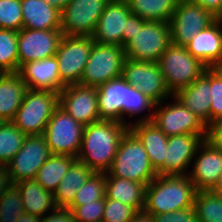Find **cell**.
<instances>
[{
    "label": "cell",
    "instance_id": "41",
    "mask_svg": "<svg viewBox=\"0 0 222 222\" xmlns=\"http://www.w3.org/2000/svg\"><path fill=\"white\" fill-rule=\"evenodd\" d=\"M153 222H198L194 206L152 216Z\"/></svg>",
    "mask_w": 222,
    "mask_h": 222
},
{
    "label": "cell",
    "instance_id": "14",
    "mask_svg": "<svg viewBox=\"0 0 222 222\" xmlns=\"http://www.w3.org/2000/svg\"><path fill=\"white\" fill-rule=\"evenodd\" d=\"M51 155L43 134L27 135L18 153L6 165L13 184L35 179L40 167Z\"/></svg>",
    "mask_w": 222,
    "mask_h": 222
},
{
    "label": "cell",
    "instance_id": "12",
    "mask_svg": "<svg viewBox=\"0 0 222 222\" xmlns=\"http://www.w3.org/2000/svg\"><path fill=\"white\" fill-rule=\"evenodd\" d=\"M111 0H71L61 11L60 30L67 36H92Z\"/></svg>",
    "mask_w": 222,
    "mask_h": 222
},
{
    "label": "cell",
    "instance_id": "13",
    "mask_svg": "<svg viewBox=\"0 0 222 222\" xmlns=\"http://www.w3.org/2000/svg\"><path fill=\"white\" fill-rule=\"evenodd\" d=\"M121 77L131 86L141 90L155 104L162 103L169 95L158 63L125 59Z\"/></svg>",
    "mask_w": 222,
    "mask_h": 222
},
{
    "label": "cell",
    "instance_id": "34",
    "mask_svg": "<svg viewBox=\"0 0 222 222\" xmlns=\"http://www.w3.org/2000/svg\"><path fill=\"white\" fill-rule=\"evenodd\" d=\"M18 70V31L0 29V72L14 73Z\"/></svg>",
    "mask_w": 222,
    "mask_h": 222
},
{
    "label": "cell",
    "instance_id": "43",
    "mask_svg": "<svg viewBox=\"0 0 222 222\" xmlns=\"http://www.w3.org/2000/svg\"><path fill=\"white\" fill-rule=\"evenodd\" d=\"M53 214L43 216L42 222H75L72 211L67 207H55Z\"/></svg>",
    "mask_w": 222,
    "mask_h": 222
},
{
    "label": "cell",
    "instance_id": "10",
    "mask_svg": "<svg viewBox=\"0 0 222 222\" xmlns=\"http://www.w3.org/2000/svg\"><path fill=\"white\" fill-rule=\"evenodd\" d=\"M94 42L92 36H62L55 57L65 86L80 84Z\"/></svg>",
    "mask_w": 222,
    "mask_h": 222
},
{
    "label": "cell",
    "instance_id": "19",
    "mask_svg": "<svg viewBox=\"0 0 222 222\" xmlns=\"http://www.w3.org/2000/svg\"><path fill=\"white\" fill-rule=\"evenodd\" d=\"M131 14L125 0H111L98 19L93 40L101 44L122 46V34Z\"/></svg>",
    "mask_w": 222,
    "mask_h": 222
},
{
    "label": "cell",
    "instance_id": "20",
    "mask_svg": "<svg viewBox=\"0 0 222 222\" xmlns=\"http://www.w3.org/2000/svg\"><path fill=\"white\" fill-rule=\"evenodd\" d=\"M196 153L200 155L196 157L192 167L193 171H190L188 177L197 191L212 190L222 172V149L213 147L204 140Z\"/></svg>",
    "mask_w": 222,
    "mask_h": 222
},
{
    "label": "cell",
    "instance_id": "50",
    "mask_svg": "<svg viewBox=\"0 0 222 222\" xmlns=\"http://www.w3.org/2000/svg\"><path fill=\"white\" fill-rule=\"evenodd\" d=\"M213 193L222 196V172L219 176V179L213 189L211 190Z\"/></svg>",
    "mask_w": 222,
    "mask_h": 222
},
{
    "label": "cell",
    "instance_id": "23",
    "mask_svg": "<svg viewBox=\"0 0 222 222\" xmlns=\"http://www.w3.org/2000/svg\"><path fill=\"white\" fill-rule=\"evenodd\" d=\"M210 68L192 82L179 90L174 96L194 113L206 126L210 123Z\"/></svg>",
    "mask_w": 222,
    "mask_h": 222
},
{
    "label": "cell",
    "instance_id": "16",
    "mask_svg": "<svg viewBox=\"0 0 222 222\" xmlns=\"http://www.w3.org/2000/svg\"><path fill=\"white\" fill-rule=\"evenodd\" d=\"M59 106L83 126L101 120L97 87L67 85L59 92Z\"/></svg>",
    "mask_w": 222,
    "mask_h": 222
},
{
    "label": "cell",
    "instance_id": "17",
    "mask_svg": "<svg viewBox=\"0 0 222 222\" xmlns=\"http://www.w3.org/2000/svg\"><path fill=\"white\" fill-rule=\"evenodd\" d=\"M63 34L60 29L18 31L19 68L28 62L55 56Z\"/></svg>",
    "mask_w": 222,
    "mask_h": 222
},
{
    "label": "cell",
    "instance_id": "29",
    "mask_svg": "<svg viewBox=\"0 0 222 222\" xmlns=\"http://www.w3.org/2000/svg\"><path fill=\"white\" fill-rule=\"evenodd\" d=\"M16 185L20 189L22 203L25 213L43 217L56 207L54 195L45 190L35 179L23 180Z\"/></svg>",
    "mask_w": 222,
    "mask_h": 222
},
{
    "label": "cell",
    "instance_id": "35",
    "mask_svg": "<svg viewBox=\"0 0 222 222\" xmlns=\"http://www.w3.org/2000/svg\"><path fill=\"white\" fill-rule=\"evenodd\" d=\"M106 173L94 172L82 185L69 207H77L82 203H90L105 197Z\"/></svg>",
    "mask_w": 222,
    "mask_h": 222
},
{
    "label": "cell",
    "instance_id": "39",
    "mask_svg": "<svg viewBox=\"0 0 222 222\" xmlns=\"http://www.w3.org/2000/svg\"><path fill=\"white\" fill-rule=\"evenodd\" d=\"M137 211L120 201L105 199L102 222H129Z\"/></svg>",
    "mask_w": 222,
    "mask_h": 222
},
{
    "label": "cell",
    "instance_id": "32",
    "mask_svg": "<svg viewBox=\"0 0 222 222\" xmlns=\"http://www.w3.org/2000/svg\"><path fill=\"white\" fill-rule=\"evenodd\" d=\"M12 121H5L0 127V164L7 165L18 153L26 138Z\"/></svg>",
    "mask_w": 222,
    "mask_h": 222
},
{
    "label": "cell",
    "instance_id": "47",
    "mask_svg": "<svg viewBox=\"0 0 222 222\" xmlns=\"http://www.w3.org/2000/svg\"><path fill=\"white\" fill-rule=\"evenodd\" d=\"M129 222H153L152 215L145 210L137 211Z\"/></svg>",
    "mask_w": 222,
    "mask_h": 222
},
{
    "label": "cell",
    "instance_id": "22",
    "mask_svg": "<svg viewBox=\"0 0 222 222\" xmlns=\"http://www.w3.org/2000/svg\"><path fill=\"white\" fill-rule=\"evenodd\" d=\"M18 73L28 88L60 92L65 85L61 82L58 61L55 56L23 64Z\"/></svg>",
    "mask_w": 222,
    "mask_h": 222
},
{
    "label": "cell",
    "instance_id": "45",
    "mask_svg": "<svg viewBox=\"0 0 222 222\" xmlns=\"http://www.w3.org/2000/svg\"><path fill=\"white\" fill-rule=\"evenodd\" d=\"M209 10L217 19L222 20V0H190Z\"/></svg>",
    "mask_w": 222,
    "mask_h": 222
},
{
    "label": "cell",
    "instance_id": "18",
    "mask_svg": "<svg viewBox=\"0 0 222 222\" xmlns=\"http://www.w3.org/2000/svg\"><path fill=\"white\" fill-rule=\"evenodd\" d=\"M205 137L206 134H182L168 137L165 163L157 174L160 176L187 175L185 169L189 163H192Z\"/></svg>",
    "mask_w": 222,
    "mask_h": 222
},
{
    "label": "cell",
    "instance_id": "30",
    "mask_svg": "<svg viewBox=\"0 0 222 222\" xmlns=\"http://www.w3.org/2000/svg\"><path fill=\"white\" fill-rule=\"evenodd\" d=\"M76 159L69 155L52 154L40 167L35 180L45 190L54 194L60 181Z\"/></svg>",
    "mask_w": 222,
    "mask_h": 222
},
{
    "label": "cell",
    "instance_id": "15",
    "mask_svg": "<svg viewBox=\"0 0 222 222\" xmlns=\"http://www.w3.org/2000/svg\"><path fill=\"white\" fill-rule=\"evenodd\" d=\"M175 103L155 104L152 122L167 136L206 134V125L173 95Z\"/></svg>",
    "mask_w": 222,
    "mask_h": 222
},
{
    "label": "cell",
    "instance_id": "33",
    "mask_svg": "<svg viewBox=\"0 0 222 222\" xmlns=\"http://www.w3.org/2000/svg\"><path fill=\"white\" fill-rule=\"evenodd\" d=\"M194 208L198 222H222V196L209 191H197Z\"/></svg>",
    "mask_w": 222,
    "mask_h": 222
},
{
    "label": "cell",
    "instance_id": "28",
    "mask_svg": "<svg viewBox=\"0 0 222 222\" xmlns=\"http://www.w3.org/2000/svg\"><path fill=\"white\" fill-rule=\"evenodd\" d=\"M94 172L84 163L75 160L54 192L56 207H69L77 192Z\"/></svg>",
    "mask_w": 222,
    "mask_h": 222
},
{
    "label": "cell",
    "instance_id": "8",
    "mask_svg": "<svg viewBox=\"0 0 222 222\" xmlns=\"http://www.w3.org/2000/svg\"><path fill=\"white\" fill-rule=\"evenodd\" d=\"M125 59L122 46L94 42L79 85L98 87L121 77Z\"/></svg>",
    "mask_w": 222,
    "mask_h": 222
},
{
    "label": "cell",
    "instance_id": "52",
    "mask_svg": "<svg viewBox=\"0 0 222 222\" xmlns=\"http://www.w3.org/2000/svg\"><path fill=\"white\" fill-rule=\"evenodd\" d=\"M5 120L0 117V127L4 124Z\"/></svg>",
    "mask_w": 222,
    "mask_h": 222
},
{
    "label": "cell",
    "instance_id": "1",
    "mask_svg": "<svg viewBox=\"0 0 222 222\" xmlns=\"http://www.w3.org/2000/svg\"><path fill=\"white\" fill-rule=\"evenodd\" d=\"M130 123L100 120L84 126L81 149L77 160L93 172L107 173L113 164L121 138Z\"/></svg>",
    "mask_w": 222,
    "mask_h": 222
},
{
    "label": "cell",
    "instance_id": "42",
    "mask_svg": "<svg viewBox=\"0 0 222 222\" xmlns=\"http://www.w3.org/2000/svg\"><path fill=\"white\" fill-rule=\"evenodd\" d=\"M205 140L213 147L222 149V118L216 119L206 126Z\"/></svg>",
    "mask_w": 222,
    "mask_h": 222
},
{
    "label": "cell",
    "instance_id": "37",
    "mask_svg": "<svg viewBox=\"0 0 222 222\" xmlns=\"http://www.w3.org/2000/svg\"><path fill=\"white\" fill-rule=\"evenodd\" d=\"M23 28L21 0H0V29Z\"/></svg>",
    "mask_w": 222,
    "mask_h": 222
},
{
    "label": "cell",
    "instance_id": "31",
    "mask_svg": "<svg viewBox=\"0 0 222 222\" xmlns=\"http://www.w3.org/2000/svg\"><path fill=\"white\" fill-rule=\"evenodd\" d=\"M132 14L146 21L169 23L179 0H125Z\"/></svg>",
    "mask_w": 222,
    "mask_h": 222
},
{
    "label": "cell",
    "instance_id": "6",
    "mask_svg": "<svg viewBox=\"0 0 222 222\" xmlns=\"http://www.w3.org/2000/svg\"><path fill=\"white\" fill-rule=\"evenodd\" d=\"M172 95L189 86L208 68L185 46L170 44L157 62Z\"/></svg>",
    "mask_w": 222,
    "mask_h": 222
},
{
    "label": "cell",
    "instance_id": "5",
    "mask_svg": "<svg viewBox=\"0 0 222 222\" xmlns=\"http://www.w3.org/2000/svg\"><path fill=\"white\" fill-rule=\"evenodd\" d=\"M58 105V92L28 88L12 122L26 135H42Z\"/></svg>",
    "mask_w": 222,
    "mask_h": 222
},
{
    "label": "cell",
    "instance_id": "27",
    "mask_svg": "<svg viewBox=\"0 0 222 222\" xmlns=\"http://www.w3.org/2000/svg\"><path fill=\"white\" fill-rule=\"evenodd\" d=\"M27 84L18 72L3 73L0 76V117L12 121L21 106Z\"/></svg>",
    "mask_w": 222,
    "mask_h": 222
},
{
    "label": "cell",
    "instance_id": "2",
    "mask_svg": "<svg viewBox=\"0 0 222 222\" xmlns=\"http://www.w3.org/2000/svg\"><path fill=\"white\" fill-rule=\"evenodd\" d=\"M97 96L101 120H114L126 124L123 119L125 114L128 113L129 117H132L144 110H152V113L136 122H150L153 118L155 103L122 77L98 86Z\"/></svg>",
    "mask_w": 222,
    "mask_h": 222
},
{
    "label": "cell",
    "instance_id": "25",
    "mask_svg": "<svg viewBox=\"0 0 222 222\" xmlns=\"http://www.w3.org/2000/svg\"><path fill=\"white\" fill-rule=\"evenodd\" d=\"M23 28L30 30L60 29L61 12L46 0H21Z\"/></svg>",
    "mask_w": 222,
    "mask_h": 222
},
{
    "label": "cell",
    "instance_id": "46",
    "mask_svg": "<svg viewBox=\"0 0 222 222\" xmlns=\"http://www.w3.org/2000/svg\"><path fill=\"white\" fill-rule=\"evenodd\" d=\"M12 184L7 166L0 164V198Z\"/></svg>",
    "mask_w": 222,
    "mask_h": 222
},
{
    "label": "cell",
    "instance_id": "38",
    "mask_svg": "<svg viewBox=\"0 0 222 222\" xmlns=\"http://www.w3.org/2000/svg\"><path fill=\"white\" fill-rule=\"evenodd\" d=\"M105 197L93 200L90 203H82L77 207H68L74 216L75 222H102Z\"/></svg>",
    "mask_w": 222,
    "mask_h": 222
},
{
    "label": "cell",
    "instance_id": "11",
    "mask_svg": "<svg viewBox=\"0 0 222 222\" xmlns=\"http://www.w3.org/2000/svg\"><path fill=\"white\" fill-rule=\"evenodd\" d=\"M217 18L198 3L179 0L170 19L171 43L186 46L200 30L206 29Z\"/></svg>",
    "mask_w": 222,
    "mask_h": 222
},
{
    "label": "cell",
    "instance_id": "7",
    "mask_svg": "<svg viewBox=\"0 0 222 222\" xmlns=\"http://www.w3.org/2000/svg\"><path fill=\"white\" fill-rule=\"evenodd\" d=\"M170 44L169 23L145 20L144 25H138L133 38L123 49L130 60L157 63Z\"/></svg>",
    "mask_w": 222,
    "mask_h": 222
},
{
    "label": "cell",
    "instance_id": "36",
    "mask_svg": "<svg viewBox=\"0 0 222 222\" xmlns=\"http://www.w3.org/2000/svg\"><path fill=\"white\" fill-rule=\"evenodd\" d=\"M23 213L20 189L12 184L0 198V222H16Z\"/></svg>",
    "mask_w": 222,
    "mask_h": 222
},
{
    "label": "cell",
    "instance_id": "49",
    "mask_svg": "<svg viewBox=\"0 0 222 222\" xmlns=\"http://www.w3.org/2000/svg\"><path fill=\"white\" fill-rule=\"evenodd\" d=\"M52 7L56 8L60 12L66 8L71 0H46Z\"/></svg>",
    "mask_w": 222,
    "mask_h": 222
},
{
    "label": "cell",
    "instance_id": "48",
    "mask_svg": "<svg viewBox=\"0 0 222 222\" xmlns=\"http://www.w3.org/2000/svg\"><path fill=\"white\" fill-rule=\"evenodd\" d=\"M16 222H42V217L24 212Z\"/></svg>",
    "mask_w": 222,
    "mask_h": 222
},
{
    "label": "cell",
    "instance_id": "9",
    "mask_svg": "<svg viewBox=\"0 0 222 222\" xmlns=\"http://www.w3.org/2000/svg\"><path fill=\"white\" fill-rule=\"evenodd\" d=\"M84 126L59 105L46 125L44 136L51 154L77 158L81 149Z\"/></svg>",
    "mask_w": 222,
    "mask_h": 222
},
{
    "label": "cell",
    "instance_id": "4",
    "mask_svg": "<svg viewBox=\"0 0 222 222\" xmlns=\"http://www.w3.org/2000/svg\"><path fill=\"white\" fill-rule=\"evenodd\" d=\"M108 172L112 177L125 178L146 185L158 175L142 143L130 130L121 138Z\"/></svg>",
    "mask_w": 222,
    "mask_h": 222
},
{
    "label": "cell",
    "instance_id": "21",
    "mask_svg": "<svg viewBox=\"0 0 222 222\" xmlns=\"http://www.w3.org/2000/svg\"><path fill=\"white\" fill-rule=\"evenodd\" d=\"M222 20L216 19L185 46L195 58L212 68L222 63Z\"/></svg>",
    "mask_w": 222,
    "mask_h": 222
},
{
    "label": "cell",
    "instance_id": "24",
    "mask_svg": "<svg viewBox=\"0 0 222 222\" xmlns=\"http://www.w3.org/2000/svg\"><path fill=\"white\" fill-rule=\"evenodd\" d=\"M129 130L142 143L154 170L158 172L165 163L168 137L152 121L135 122Z\"/></svg>",
    "mask_w": 222,
    "mask_h": 222
},
{
    "label": "cell",
    "instance_id": "26",
    "mask_svg": "<svg viewBox=\"0 0 222 222\" xmlns=\"http://www.w3.org/2000/svg\"><path fill=\"white\" fill-rule=\"evenodd\" d=\"M146 187L144 183L112 177L107 172L105 199L120 201L136 211H141L145 207Z\"/></svg>",
    "mask_w": 222,
    "mask_h": 222
},
{
    "label": "cell",
    "instance_id": "44",
    "mask_svg": "<svg viewBox=\"0 0 222 222\" xmlns=\"http://www.w3.org/2000/svg\"><path fill=\"white\" fill-rule=\"evenodd\" d=\"M144 21L137 15L131 14L126 20V29L122 34V47L133 38L138 25H144Z\"/></svg>",
    "mask_w": 222,
    "mask_h": 222
},
{
    "label": "cell",
    "instance_id": "3",
    "mask_svg": "<svg viewBox=\"0 0 222 222\" xmlns=\"http://www.w3.org/2000/svg\"><path fill=\"white\" fill-rule=\"evenodd\" d=\"M197 189L187 175H157L146 187L144 210L150 215L174 212L194 205Z\"/></svg>",
    "mask_w": 222,
    "mask_h": 222
},
{
    "label": "cell",
    "instance_id": "40",
    "mask_svg": "<svg viewBox=\"0 0 222 222\" xmlns=\"http://www.w3.org/2000/svg\"><path fill=\"white\" fill-rule=\"evenodd\" d=\"M210 122L222 118V77L210 68Z\"/></svg>",
    "mask_w": 222,
    "mask_h": 222
},
{
    "label": "cell",
    "instance_id": "51",
    "mask_svg": "<svg viewBox=\"0 0 222 222\" xmlns=\"http://www.w3.org/2000/svg\"><path fill=\"white\" fill-rule=\"evenodd\" d=\"M222 77V63L212 67Z\"/></svg>",
    "mask_w": 222,
    "mask_h": 222
}]
</instances>
